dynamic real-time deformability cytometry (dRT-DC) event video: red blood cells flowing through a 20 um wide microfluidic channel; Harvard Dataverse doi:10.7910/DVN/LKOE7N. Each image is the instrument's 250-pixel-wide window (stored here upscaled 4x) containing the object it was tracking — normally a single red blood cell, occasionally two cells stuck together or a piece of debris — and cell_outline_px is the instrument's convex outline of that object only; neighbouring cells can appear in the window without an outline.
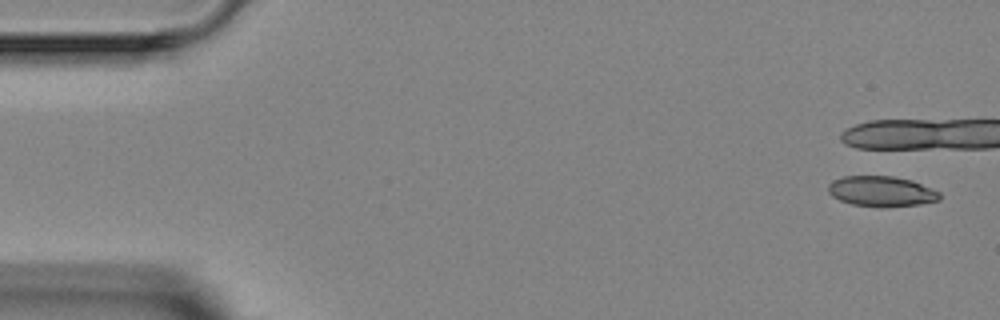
{"species": "Egyptian fruit bat (a non-hibernating species)", "species_latin": "Rousettus aegyptiacus", "temperature_condition": "room temperature", "stored_images_in_passage": 2, "camera_frame_rate_fps": 3000, "um_per_image_px": 0.085, "animal": {"sex": "female"}, "frame": {"image": 1, "passage_image": 1, "time_ms": 0.0, "image_size_px": [1000, 320], "cell_outline_px": [[940, 200], [920, 204], [884, 208], [880, 208], [852, 204], [840, 200], [832, 196], [828, 192], [828, 184], [832, 180], [844, 176], [892, 176], [912, 180], [940, 192]], "centroid_in_image_um": [74.91, 16.27], "position_along_channel_um": 10.1, "area_um2": 19.94}}